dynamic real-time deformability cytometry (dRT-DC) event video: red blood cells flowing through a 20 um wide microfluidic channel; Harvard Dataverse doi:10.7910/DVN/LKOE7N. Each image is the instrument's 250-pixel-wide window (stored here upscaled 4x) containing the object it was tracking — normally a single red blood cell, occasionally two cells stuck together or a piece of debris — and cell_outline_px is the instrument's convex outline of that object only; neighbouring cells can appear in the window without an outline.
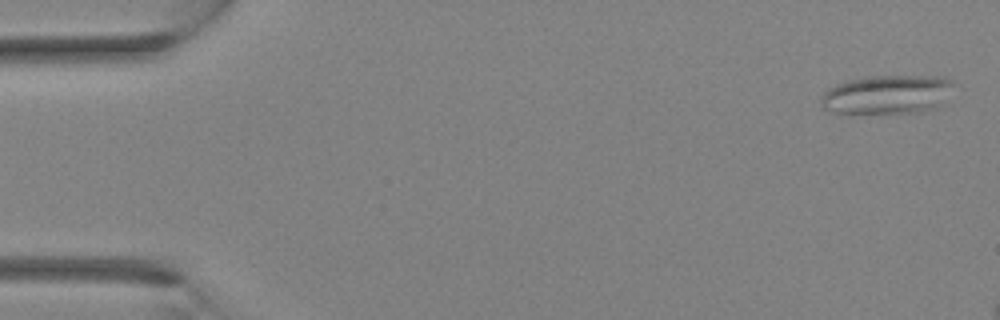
{"species": "Egyptian fruit bat (a non-hibernating species)", "species_latin": "Rousettus aegyptiacus", "temperature_condition": "room temperature", "stored_images_in_passage": 3, "camera_frame_rate_fps": 3000, "um_per_image_px": 0.085, "animal": {"sex": "female"}, "frame": {"image": 1, "passage_image": 3, "time_ms": 0.667, "image_size_px": [1000, 320], "cell_outline_px": [[952, 84], [944, 104], [936, 108], [920, 112], [848, 116], [832, 112], [824, 108], [820, 104], [820, 96], [828, 88], [836, 84], [848, 80], [868, 76], [944, 76], [952, 80]], "centroid_in_image_um": [75.35, 8.08], "position_along_channel_um": 9.7, "area_um2": 31.27}}